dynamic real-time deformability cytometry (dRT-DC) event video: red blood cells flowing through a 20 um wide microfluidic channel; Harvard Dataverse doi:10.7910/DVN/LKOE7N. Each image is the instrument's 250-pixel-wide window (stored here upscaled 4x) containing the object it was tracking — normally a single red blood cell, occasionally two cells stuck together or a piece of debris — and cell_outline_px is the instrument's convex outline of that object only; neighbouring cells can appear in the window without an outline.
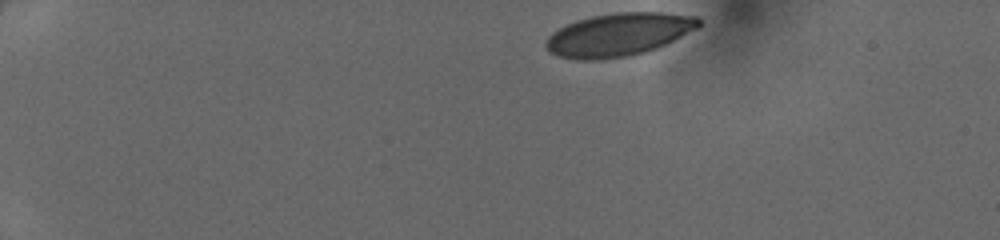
{"species": "human", "species_latin": "Homo sapiens", "temperature_condition": "cold", "stored_images_in_passage": 40, "camera_frame_rate_fps": 3000, "um_per_image_px": 0.085, "donor": {"sex": "female"}, "frame": {"image": 1, "passage_image": 1, "time_ms": 0.0, "image_size_px": [1000, 240], "cell_outline_px": [[700, 24], [696, 28], [656, 48], [644, 52], [628, 56], [600, 60], [576, 60], [556, 56], [548, 52], [544, 44], [548, 36], [552, 32], [576, 20], [592, 16], [616, 12], [664, 12], [696, 16], [700, 20]], "centroid_in_image_um": [52.52, 2.94], "position_along_channel_um": 32.5, "area_um2": 38.26}}
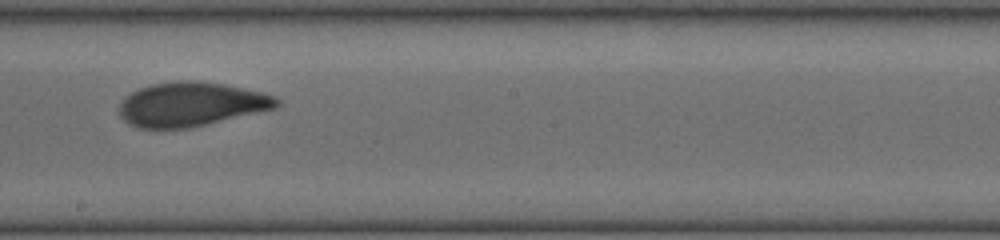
{"frame": {"image": 2, "passage_image": 22, "time_ms": 7.0, "image_size_px": [1000, 240], "cell_outline_px": [[280, 104], [276, 108], [204, 124], [184, 128], [140, 128], [128, 124], [120, 116], [120, 104], [124, 96], [140, 88], [152, 84], [176, 80], [196, 80], [224, 84], [260, 92], [276, 96], [280, 100]], "centroid_in_image_um": [16.22, 8.84], "position_along_channel_um": 232.0, "area_um2": 40.23}}
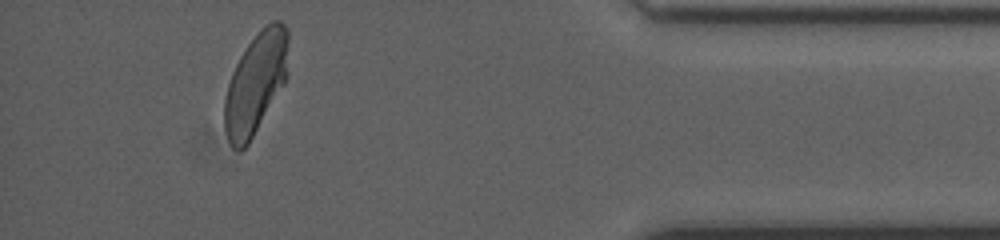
{"frame": {"image": 3, "passage_image": 37, "time_ms": 12.0, "image_size_px": [1000, 240], "cell_outline_px": [[288, 76], [284, 84], [248, 144], [240, 152], [236, 152], [232, 148], [228, 140], [224, 128], [224, 100], [228, 84], [232, 72], [240, 56], [248, 44], [260, 28], [272, 20], [280, 20], [288, 28]], "centroid_in_image_um": [21.74, 7.06], "position_along_channel_um": 413.5, "area_um2": 38.03}}